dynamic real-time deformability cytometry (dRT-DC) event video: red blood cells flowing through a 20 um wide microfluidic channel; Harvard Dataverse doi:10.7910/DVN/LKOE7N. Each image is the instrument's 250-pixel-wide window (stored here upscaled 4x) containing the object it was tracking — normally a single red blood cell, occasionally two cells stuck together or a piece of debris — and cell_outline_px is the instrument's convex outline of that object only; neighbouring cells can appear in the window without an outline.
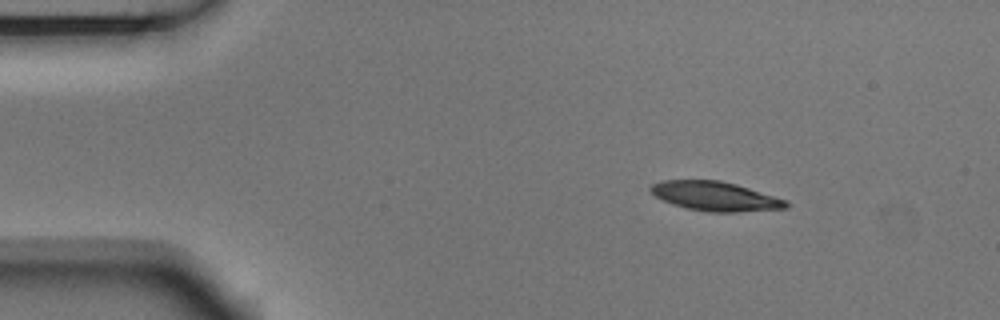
{"species": "Egyptian fruit bat (a non-hibernating species)", "species_latin": "Rousettus aegyptiacus", "temperature_condition": "room temperature", "stored_images_in_passage": 4, "camera_frame_rate_fps": 3000, "um_per_image_px": 0.085, "animal": {"sex": "male"}, "frame": {"image": 1, "passage_image": 2, "time_ms": 0.333, "image_size_px": [1000, 320], "cell_outline_px": [[788, 208], [736, 212], [708, 212], [688, 208], [664, 200], [656, 196], [648, 188], [652, 184], [664, 180], [720, 180], [736, 184], [784, 200], [788, 204]], "centroid_in_image_um": [60.77, 16.67], "position_along_channel_um": 24.2, "area_um2": 22.6}}